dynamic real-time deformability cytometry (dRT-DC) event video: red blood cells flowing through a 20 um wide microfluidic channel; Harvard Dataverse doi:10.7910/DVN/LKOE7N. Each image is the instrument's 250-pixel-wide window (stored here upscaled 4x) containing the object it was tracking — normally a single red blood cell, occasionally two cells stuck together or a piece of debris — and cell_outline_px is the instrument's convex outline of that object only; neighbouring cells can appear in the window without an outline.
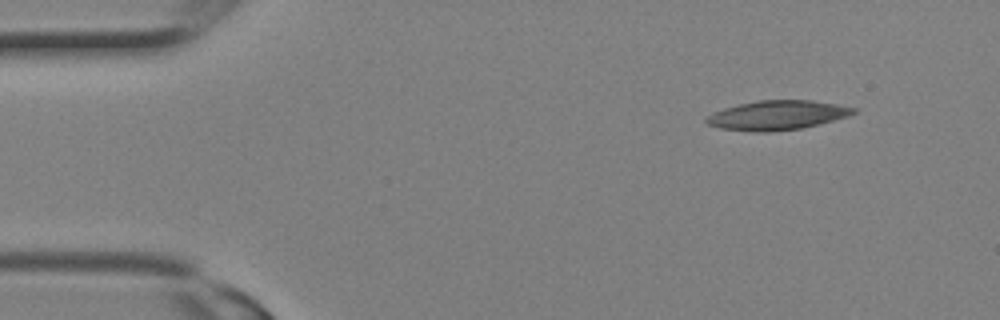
{"species": "Egyptian fruit bat (a non-hibernating species)", "species_latin": "Rousettus aegyptiacus", "temperature_condition": "room temperature", "stored_images_in_passage": 2, "camera_frame_rate_fps": 3000, "um_per_image_px": 0.085, "animal": {"sex": "female"}, "frame": {"image": 1, "passage_image": 1, "time_ms": 0.0, "image_size_px": [1000, 320], "cell_outline_px": [[856, 112], [848, 116], [800, 128], [768, 132], [752, 132], [720, 128], [708, 124], [704, 120], [712, 112], [724, 108], [740, 104], [760, 100], [812, 100], [836, 104], [856, 108]], "centroid_in_image_um": [66.03, 9.79], "position_along_channel_um": 19.0, "area_um2": 24.91}}